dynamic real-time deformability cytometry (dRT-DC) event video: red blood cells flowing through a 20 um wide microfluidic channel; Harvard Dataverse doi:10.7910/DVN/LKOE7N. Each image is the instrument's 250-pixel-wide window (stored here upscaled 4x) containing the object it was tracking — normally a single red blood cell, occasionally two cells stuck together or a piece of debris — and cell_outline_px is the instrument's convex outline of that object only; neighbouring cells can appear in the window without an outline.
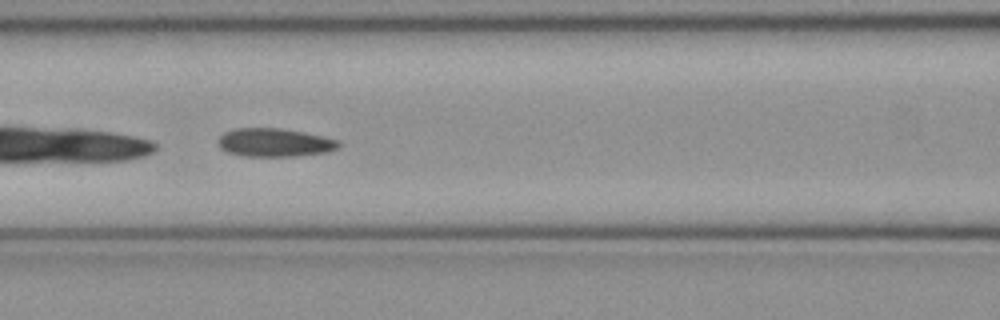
{"species": "common noctule bat (a hibernating species)", "species_latin": "Nyctalus noctula", "temperature_condition": "cold", "stored_images_in_passage": 23, "camera_frame_rate_fps": 3000, "um_per_image_px": 0.085, "animal": {"sex": "female", "body_mass_g": 21.9}, "frame": {"image": 1, "passage_image": 7, "time_ms": 2.0, "image_size_px": [1000, 320], "cell_outline_px": [[340, 148], [328, 152], [296, 156], [244, 156], [228, 152], [220, 148], [216, 140], [224, 132], [236, 128], [280, 128], [304, 132], [324, 136], [340, 140]], "centroid_in_image_um": [23.36, 12.11], "position_along_channel_um": 143.2, "area_um2": 20.17}}
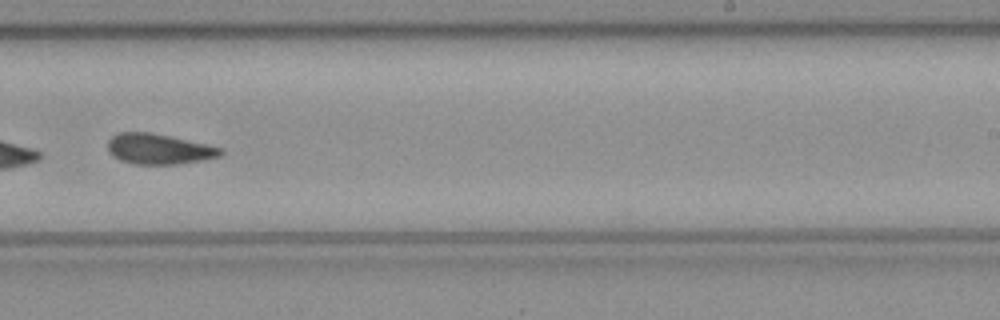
{"frame": {"image": 2, "passage_image": 17, "time_ms": 5.333, "image_size_px": [1000, 320], "cell_outline_px": [[224, 152], [220, 156], [204, 160], [176, 164], [132, 164], [120, 160], [112, 156], [108, 152], [108, 140], [112, 136], [120, 132], [152, 132], [208, 144], [224, 148]], "centroid_in_image_um": [13.52, 12.66], "position_along_channel_um": 275.5, "area_um2": 20.29}}
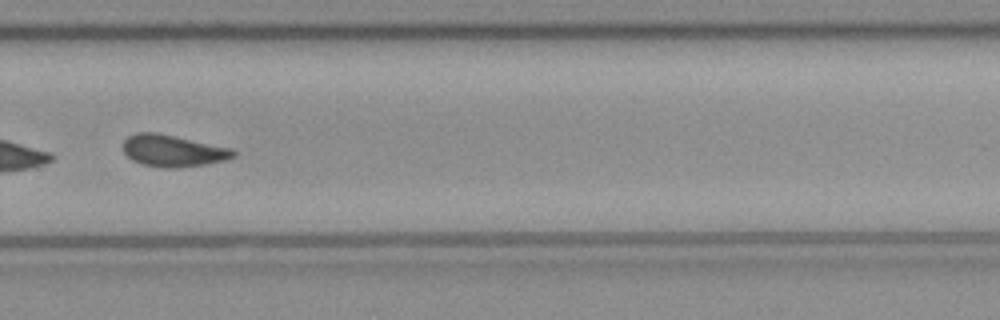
{"frame": {"image": 3, "passage_image": 20, "time_ms": 6.333, "image_size_px": [1000, 320], "cell_outline_px": [[236, 156], [224, 160], [204, 164], [176, 168], [164, 168], [140, 164], [132, 160], [124, 152], [124, 140], [128, 136], [136, 132], [156, 132], [232, 148], [236, 152]], "centroid_in_image_um": [14.69, 12.81], "position_along_channel_um": 315.1, "area_um2": 20.4}}